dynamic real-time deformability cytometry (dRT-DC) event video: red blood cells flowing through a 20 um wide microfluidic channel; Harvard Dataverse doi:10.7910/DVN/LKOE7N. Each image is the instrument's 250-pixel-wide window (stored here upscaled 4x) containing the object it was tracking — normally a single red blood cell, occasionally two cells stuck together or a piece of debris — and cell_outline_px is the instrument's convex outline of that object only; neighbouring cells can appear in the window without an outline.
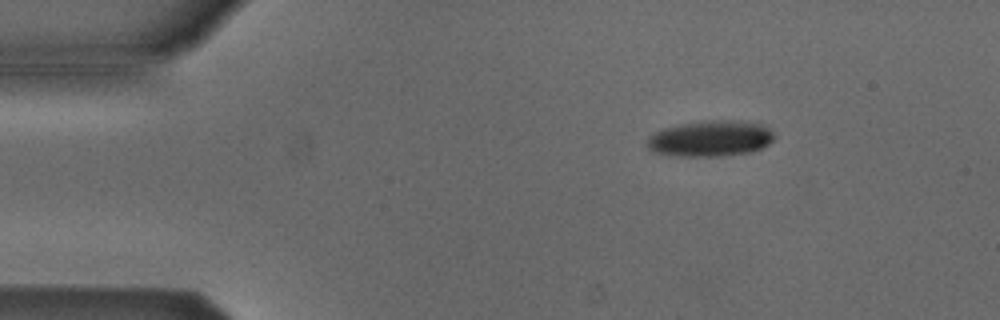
{"species": "Egyptian fruit bat (a non-hibernating species)", "species_latin": "Rousettus aegyptiacus", "temperature_condition": "cold", "stored_images_in_passage": 3, "camera_frame_rate_fps": 3000, "um_per_image_px": 0.085, "animal": {"sex": "male"}, "frame": {"image": 1, "passage_image": 1, "time_ms": 0.0, "image_size_px": [1000, 320], "cell_outline_px": [[772, 140], [768, 144], [752, 152], [724, 156], [676, 156], [656, 152], [648, 148], [648, 140], [656, 132], [664, 128], [680, 124], [700, 120], [724, 120], [760, 124], [772, 132]], "centroid_in_image_um": [60.37, 11.78], "position_along_channel_um": 24.6, "area_um2": 26.18}}